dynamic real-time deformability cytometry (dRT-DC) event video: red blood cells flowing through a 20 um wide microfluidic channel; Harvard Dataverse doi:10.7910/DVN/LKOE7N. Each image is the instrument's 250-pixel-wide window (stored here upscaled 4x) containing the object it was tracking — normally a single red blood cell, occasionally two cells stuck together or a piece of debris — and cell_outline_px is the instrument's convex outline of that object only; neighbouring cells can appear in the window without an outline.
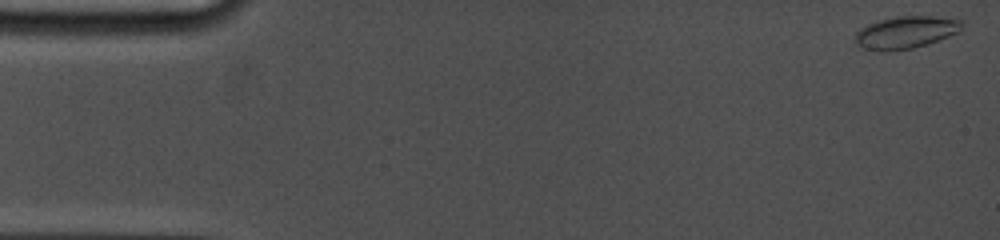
{"species": "common noctule bat (a hibernating species)", "species_latin": "Nyctalus noctula", "temperature_condition": "cold", "stored_images_in_passage": 46, "camera_frame_rate_fps": 5000, "um_per_image_px": 0.085, "animal": {"sex": "female", "body_mass_g": 19.0, "forearm_length_mm": 53.3}, "frame": {"image": 1, "passage_image": 1, "time_ms": 0.0, "image_size_px": [1000, 240], "cell_outline_px": [[964, 24], [960, 32], [928, 44], [912, 48], [884, 52], [864, 48], [856, 44], [856, 32], [860, 28], [868, 24], [880, 20], [900, 16], [932, 16], [964, 20]], "centroid_in_image_um": [77.03, 2.75], "position_along_channel_um": 8.0, "area_um2": 20.17}}
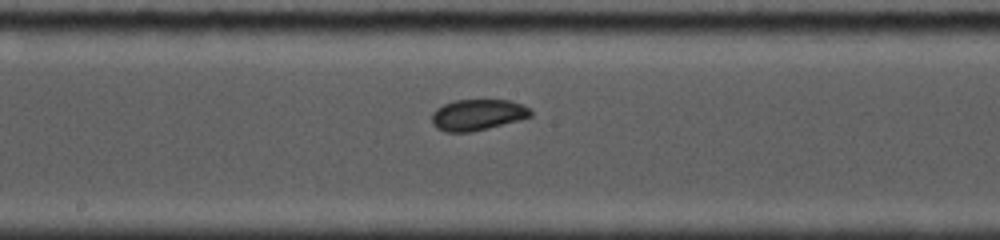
{"frame": {"image": 2, "passage_image": 26, "time_ms": 8.8, "image_size_px": [1000, 240], "cell_outline_px": [[532, 116], [488, 128], [472, 132], [444, 132], [436, 128], [432, 124], [432, 112], [436, 108], [452, 100], [508, 100], [520, 104], [528, 108], [532, 112]], "centroid_in_image_um": [40.53, 9.76], "position_along_channel_um": 207.7, "area_um2": 17.86}}
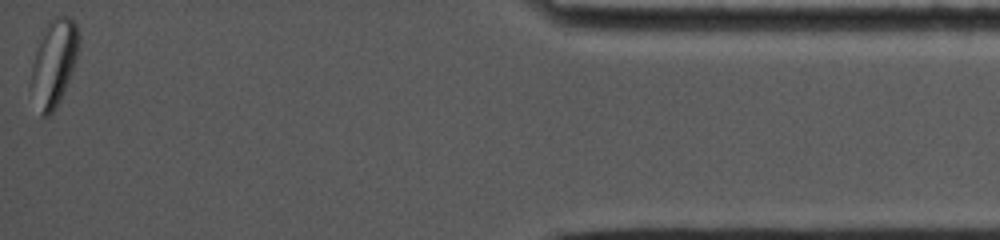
{"frame": {"image": 3, "passage_image": 46, "time_ms": 16.4, "image_size_px": [1000, 240], "cell_outline_px": [[76, 56], [68, 80], [60, 100], [56, 108], [48, 116], [40, 116], [32, 84], [32, 64], [36, 52], [48, 20], [56, 16], [68, 16], [76, 24]], "centroid_in_image_um": [4.57, 5.35], "position_along_channel_um": 430.6, "area_um2": 22.72}, "authors_computed_cell_mechanics": {"area_um2": 18.5249, "velocity_mm_per_s": 3.7505, "shape_relaxation_time_tau1_ms": 5.6281, "shape_relaxation_time_tau2_ms": 0.9323, "deformation_change_tau1": 0.085, "deformation_change_tau2": 0.0302}}